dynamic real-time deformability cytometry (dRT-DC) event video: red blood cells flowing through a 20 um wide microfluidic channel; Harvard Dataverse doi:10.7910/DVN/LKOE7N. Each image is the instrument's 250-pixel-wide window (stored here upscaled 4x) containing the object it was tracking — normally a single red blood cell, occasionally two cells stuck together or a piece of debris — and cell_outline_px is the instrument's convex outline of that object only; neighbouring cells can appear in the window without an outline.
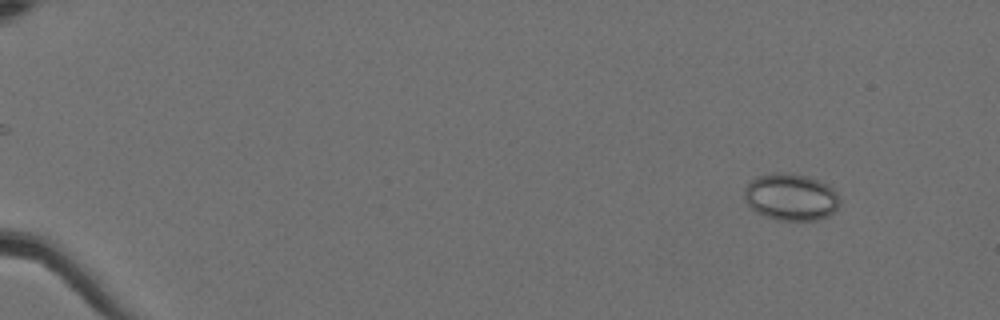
{"species": "Egyptian fruit bat (a non-hibernating species)", "species_latin": "Rousettus aegyptiacus", "temperature_condition": "cold", "stored_images_in_passage": 29, "camera_frame_rate_fps": 3000, "um_per_image_px": 0.085, "animal": {"sex": "female"}, "frame": {"image": 1, "passage_image": 8, "time_ms": 2.333, "image_size_px": [1000, 320], "cell_outline_px": [[840, 204], [828, 216], [816, 220], [776, 220], [764, 216], [756, 212], [744, 200], [744, 188], [756, 176], [772, 172], [780, 172], [808, 176], [828, 184], [836, 192], [840, 200]], "centroid_in_image_um": [67.21, 16.74], "position_along_channel_um": 17.8, "area_um2": 26.24}}